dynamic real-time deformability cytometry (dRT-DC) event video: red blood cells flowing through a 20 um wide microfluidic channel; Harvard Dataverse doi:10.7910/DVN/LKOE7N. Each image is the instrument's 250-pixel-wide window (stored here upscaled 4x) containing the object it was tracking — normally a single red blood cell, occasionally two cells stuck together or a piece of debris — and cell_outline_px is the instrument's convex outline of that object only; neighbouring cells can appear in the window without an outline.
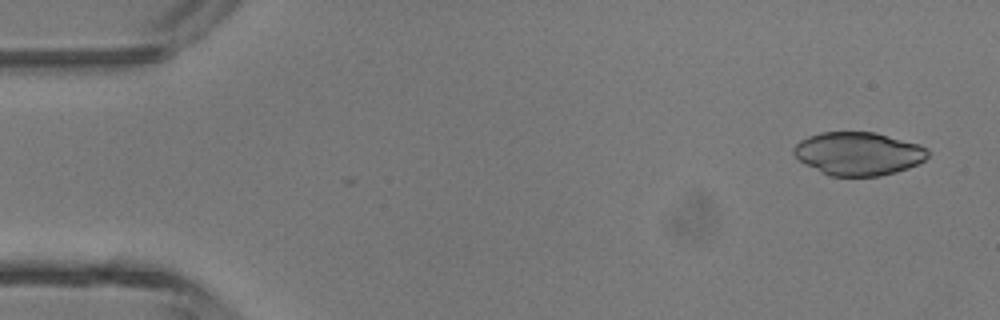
{"species": "common noctule bat (a hibernating species)", "species_latin": "Nyctalus noctula", "temperature_condition": "room temperature", "stored_images_in_passage": 4, "camera_frame_rate_fps": 3000, "um_per_image_px": 0.085, "animal": {"sex": "male", "body_mass_g": 13.3}, "frame": {"image": 1, "passage_image": 1, "time_ms": 0.0, "image_size_px": [1000, 320], "cell_outline_px": [[928, 156], [924, 160], [908, 168], [896, 172], [880, 176], [828, 176], [800, 160], [792, 152], [792, 148], [800, 140], [808, 136], [820, 132], [876, 132], [920, 144], [928, 148]], "centroid_in_image_um": [72.97, 13.05], "position_along_channel_um": 12.0, "area_um2": 33.87}}